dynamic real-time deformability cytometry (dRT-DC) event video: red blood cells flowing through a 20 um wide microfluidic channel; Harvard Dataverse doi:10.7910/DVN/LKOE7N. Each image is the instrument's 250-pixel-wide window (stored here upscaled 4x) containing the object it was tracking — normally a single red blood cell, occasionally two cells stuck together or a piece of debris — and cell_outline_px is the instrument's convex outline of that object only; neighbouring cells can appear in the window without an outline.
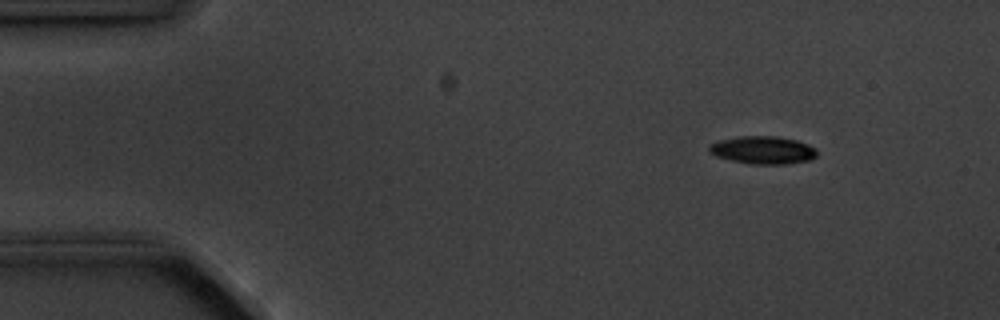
{"species": "common noctule bat (a hibernating species)", "species_latin": "Nyctalus noctula", "temperature_condition": "cold", "stored_images_in_passage": 4, "camera_frame_rate_fps": 3000, "um_per_image_px": 0.085, "animal": {"sex": "male", "body_mass_g": 20.1, "forearm_length_mm": 53.5}, "frame": {"image": 1, "passage_image": 1, "time_ms": 0.0, "image_size_px": [1000, 320], "cell_outline_px": [[816, 156], [812, 160], [784, 164], [748, 164], [716, 156], [708, 152], [708, 144], [720, 140], [740, 136], [776, 136], [796, 140], [808, 144], [816, 148]], "centroid_in_image_um": [64.84, 12.76], "position_along_channel_um": 20.2, "area_um2": 17.57}}